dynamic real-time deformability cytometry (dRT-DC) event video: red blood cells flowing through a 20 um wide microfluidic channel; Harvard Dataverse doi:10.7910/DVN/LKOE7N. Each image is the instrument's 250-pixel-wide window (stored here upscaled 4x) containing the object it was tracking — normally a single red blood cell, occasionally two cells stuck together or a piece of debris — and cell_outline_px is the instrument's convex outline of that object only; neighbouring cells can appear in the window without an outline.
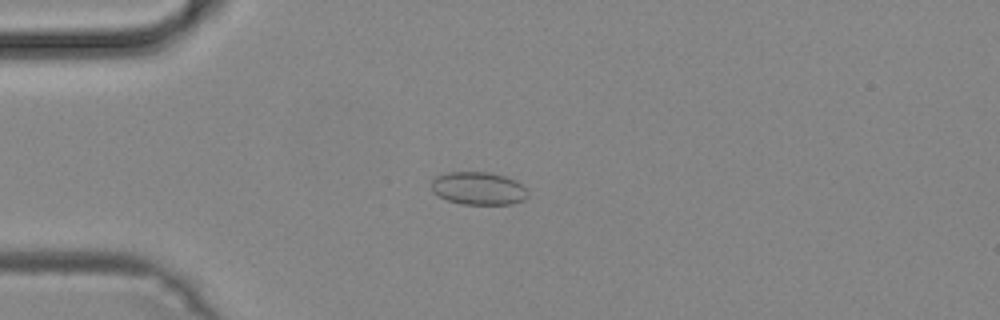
{"species": "common noctule bat (a hibernating species)", "species_latin": "Nyctalus noctula", "temperature_condition": "cold", "stored_images_in_passage": 50, "camera_frame_rate_fps": 3000, "um_per_image_px": 0.085, "animal": {"sex": "male", "body_mass_g": 19.2, "forearm_length_mm": 51.8}, "frame": {"image": 1, "passage_image": 13, "time_ms": 4.0, "image_size_px": [1000, 320], "cell_outline_px": [[528, 196], [524, 200], [512, 204], [460, 204], [448, 200], [432, 192], [432, 180], [436, 176], [448, 172], [488, 172], [504, 176], [516, 180], [528, 192]], "centroid_in_image_um": [40.67, 16.01], "position_along_channel_um": 44.3, "area_um2": 18.44}}
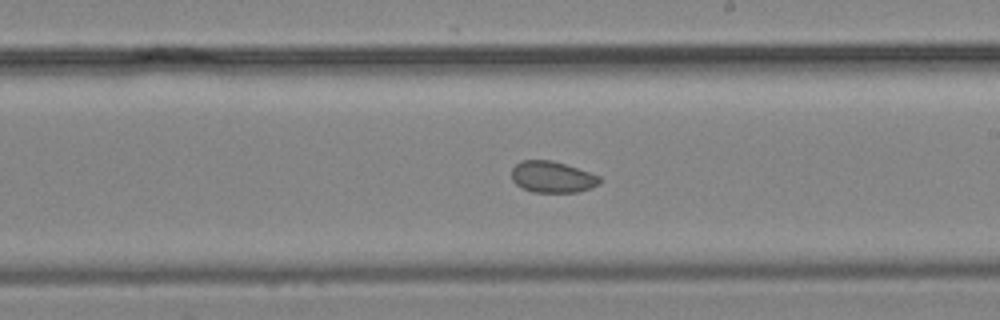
{"frame": {"image": 2, "passage_image": 29, "time_ms": 9.333, "image_size_px": [1000, 320], "cell_outline_px": [[600, 184], [592, 188], [580, 192], [532, 192], [516, 184], [512, 180], [512, 168], [520, 160], [552, 160], [600, 176]], "centroid_in_image_um": [46.95, 15.05], "position_along_channel_um": 242.1, "area_um2": 16.07}}
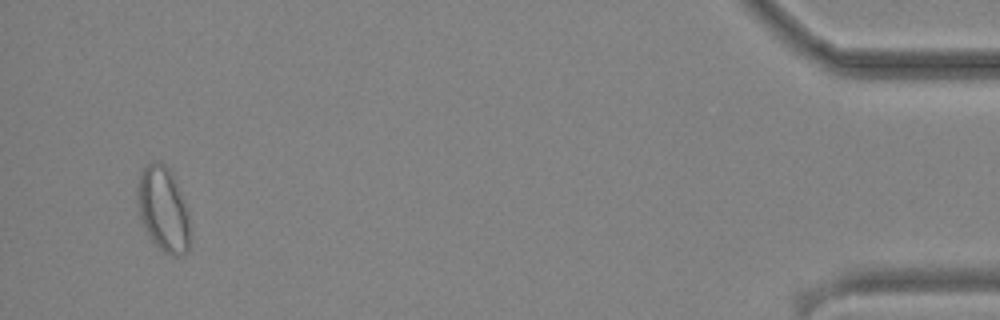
{"frame": {"image": 3, "passage_image": 48, "time_ms": 15.667, "image_size_px": [1000, 320], "cell_outline_px": [[192, 240], [188, 248], [180, 256], [172, 256], [164, 252], [148, 236], [140, 216], [136, 200], [136, 188], [140, 172], [148, 164], [164, 164], [172, 172], [176, 180], [184, 200], [188, 212]], "centroid_in_image_um": [13.89, 17.82], "position_along_channel_um": 421.3, "area_um2": 26.24}}